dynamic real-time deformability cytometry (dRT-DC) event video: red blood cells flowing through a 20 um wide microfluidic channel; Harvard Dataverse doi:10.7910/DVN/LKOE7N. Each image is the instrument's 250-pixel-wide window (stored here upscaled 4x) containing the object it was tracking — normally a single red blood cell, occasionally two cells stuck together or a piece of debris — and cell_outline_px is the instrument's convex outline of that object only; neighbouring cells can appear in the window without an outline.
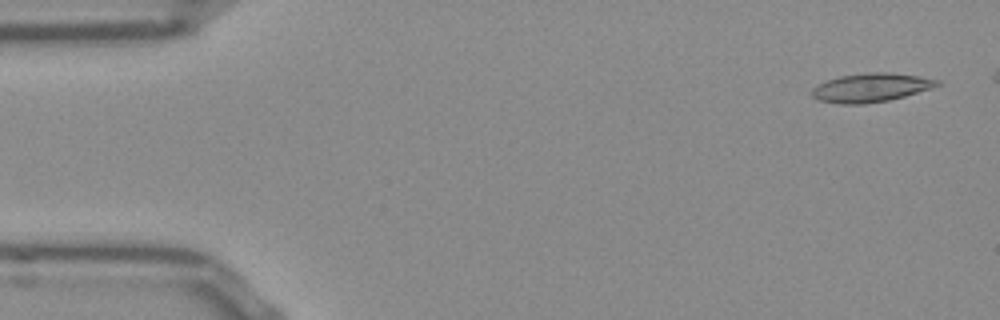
{"species": "Egyptian fruit bat (a non-hibernating species)", "species_latin": "Rousettus aegyptiacus", "temperature_condition": "room temperature", "stored_images_in_passage": 46, "camera_frame_rate_fps": 3000, "um_per_image_px": 0.085, "frame": {"image": 1, "passage_image": 2, "time_ms": 0.333, "image_size_px": [1000, 320], "cell_outline_px": [[944, 84], [932, 88], [904, 96], [888, 100], [864, 104], [840, 104], [816, 100], [812, 96], [812, 88], [828, 80], [840, 76], [868, 72], [892, 72], [940, 80]], "centroid_in_image_um": [74.04, 7.45], "position_along_channel_um": 11.0, "area_um2": 20.98}}
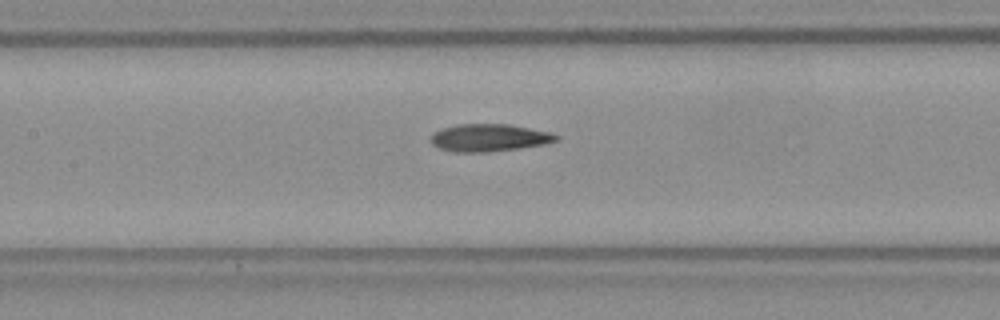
{"frame": {"image": 2, "passage_image": 23, "time_ms": 7.333, "image_size_px": [1000, 320], "cell_outline_px": [[560, 136], [556, 140], [544, 144], [520, 148], [488, 152], [456, 152], [440, 148], [432, 144], [432, 132], [456, 124], [508, 124], [548, 132]], "centroid_in_image_um": [41.56, 11.71], "position_along_channel_um": 165.8, "area_um2": 19.83}}
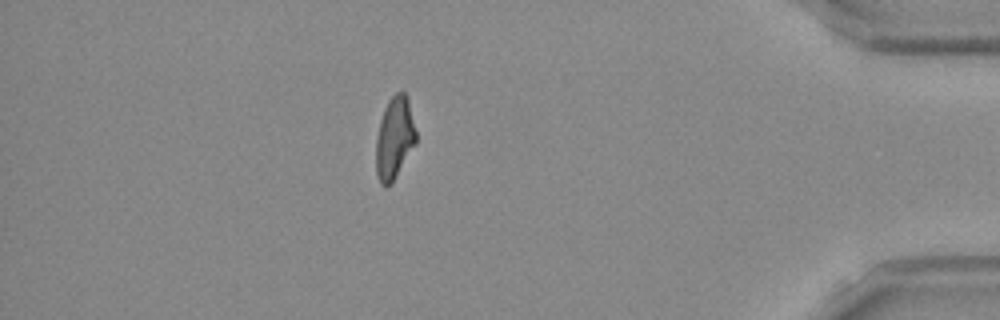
{"frame": {"image": 3, "passage_image": 45, "time_ms": 14.667, "image_size_px": [1000, 320], "cell_outline_px": [[416, 144], [392, 184], [380, 184], [376, 172], [376, 136], [380, 120], [384, 108], [388, 100], [396, 92], [404, 92], [408, 96], [416, 132]], "centroid_in_image_um": [33.54, 11.72], "position_along_channel_um": 401.7, "area_um2": 19.36}}